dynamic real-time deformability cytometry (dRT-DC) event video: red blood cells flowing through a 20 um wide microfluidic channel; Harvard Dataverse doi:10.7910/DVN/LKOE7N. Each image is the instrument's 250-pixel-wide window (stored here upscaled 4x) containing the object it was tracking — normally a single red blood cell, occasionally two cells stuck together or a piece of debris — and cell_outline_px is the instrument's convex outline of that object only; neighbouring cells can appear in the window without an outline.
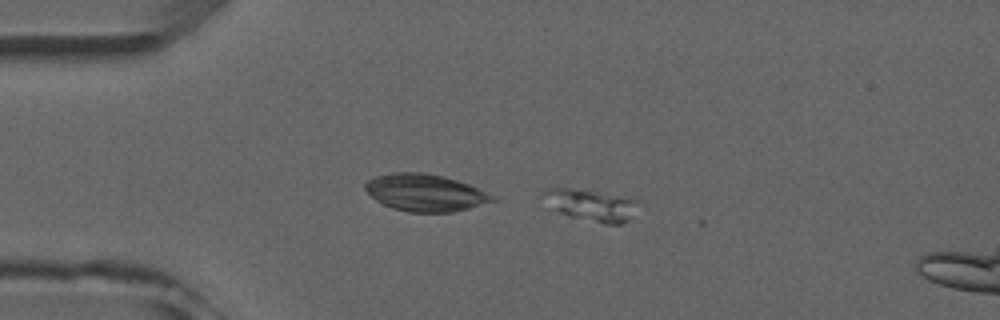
{"species": "common noctule bat (a hibernating species)", "species_latin": "Nyctalus noctula", "temperature_condition": "room temperature", "stored_images_in_passage": 5, "camera_frame_rate_fps": 3000, "um_per_image_px": 0.085, "animal": {"sex": "male", "forearm_length_mm": 52.5}, "frame": {"image": 1, "passage_image": 3, "time_ms": 2.333, "image_size_px": [1000, 320], "cell_outline_px": [[640, 200], [628, 220], [620, 224], [604, 224], [572, 216], [560, 212], [540, 192], [544, 188], [572, 188]], "centroid_in_image_um": [50.27, 17.42], "position_along_channel_um": 34.7, "area_um2": 16.7}}